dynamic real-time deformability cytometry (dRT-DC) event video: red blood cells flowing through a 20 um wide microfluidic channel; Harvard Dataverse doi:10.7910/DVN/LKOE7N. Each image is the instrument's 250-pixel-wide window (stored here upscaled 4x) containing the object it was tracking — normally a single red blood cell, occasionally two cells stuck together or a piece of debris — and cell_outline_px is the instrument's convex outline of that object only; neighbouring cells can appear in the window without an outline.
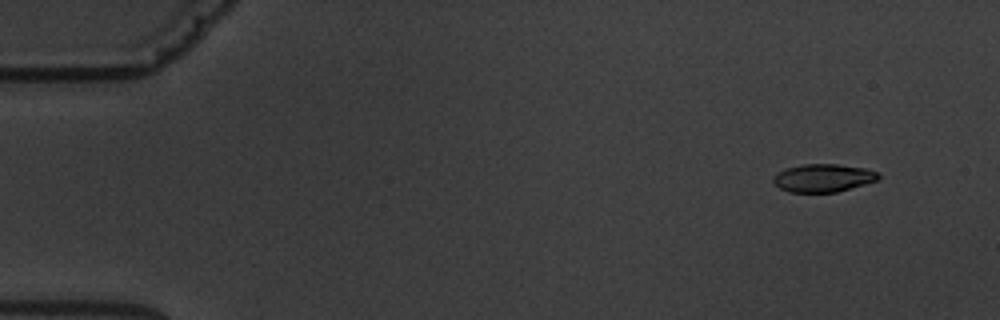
{"species": "common noctule bat (a hibernating species)", "species_latin": "Nyctalus noctula", "temperature_condition": "warm", "stored_images_in_passage": 7, "camera_frame_rate_fps": 3000, "um_per_image_px": 0.085, "animal": {"sex": "male", "body_mass_g": 19.5, "forearm_length_mm": 54.6}, "frame": {"image": 1, "passage_image": 2, "time_ms": 1.0, "image_size_px": [1000, 320], "cell_outline_px": [[880, 180], [836, 192], [788, 192], [780, 188], [772, 180], [776, 172], [788, 168], [804, 164], [836, 164], [864, 168], [876, 172], [880, 176]], "centroid_in_image_um": [69.97, 15.13], "position_along_channel_um": 15.0, "area_um2": 17.05}}
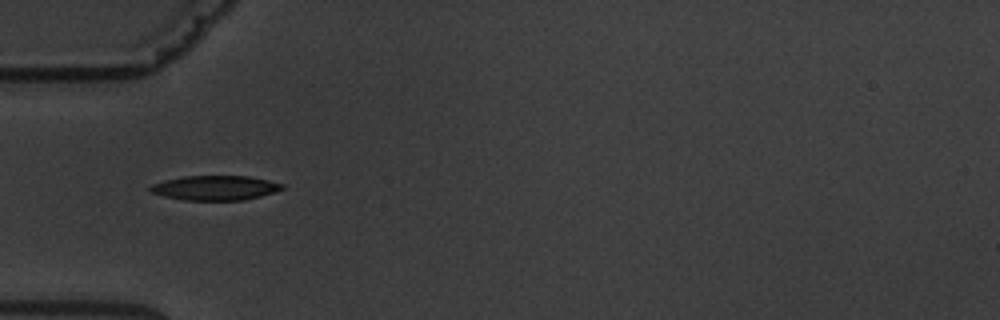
{"frame": {"image": 2, "passage_image": 5, "time_ms": 5.667, "image_size_px": [1000, 320], "cell_outline_px": [[284, 188], [276, 192], [244, 200], [184, 200], [164, 196], [152, 192], [148, 188], [152, 184], [164, 180], [184, 176], [248, 176], [268, 180], [284, 184]], "centroid_in_image_um": [18.3, 15.96], "position_along_channel_um": 66.7, "area_um2": 18.9}}
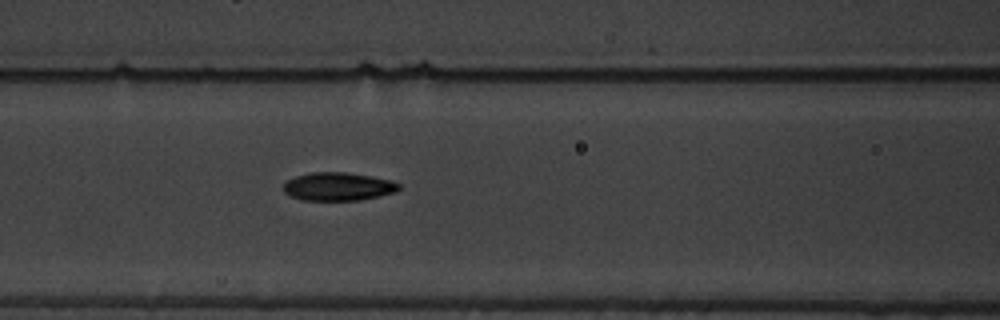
{"frame": {"image": 3, "passage_image": 7, "time_ms": 7.667, "image_size_px": [1000, 320], "cell_outline_px": [[400, 188], [396, 192], [380, 196], [360, 200], [304, 200], [292, 196], [284, 192], [284, 184], [288, 180], [296, 176], [312, 172], [344, 172], [372, 176], [392, 180], [400, 184]], "centroid_in_image_um": [28.79, 15.85], "position_along_channel_um": 137.8, "area_um2": 18.96}}